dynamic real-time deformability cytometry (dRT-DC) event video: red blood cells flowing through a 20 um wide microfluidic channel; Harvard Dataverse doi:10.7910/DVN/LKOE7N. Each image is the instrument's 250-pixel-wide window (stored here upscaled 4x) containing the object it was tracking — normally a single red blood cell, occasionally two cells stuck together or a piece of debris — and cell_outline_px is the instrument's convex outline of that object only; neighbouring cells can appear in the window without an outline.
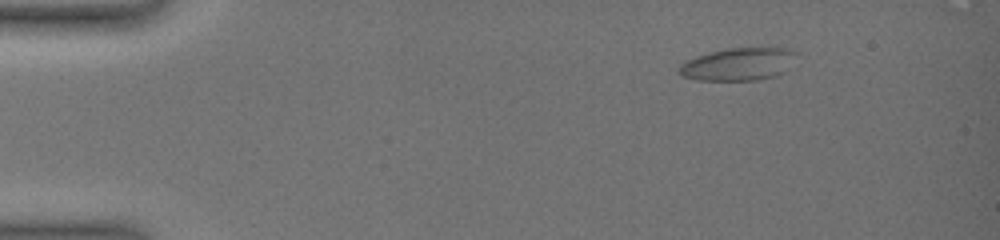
{"species": "common noctule bat (a hibernating species)", "species_latin": "Nyctalus noctula", "temperature_condition": "warm", "stored_images_in_passage": 25, "camera_frame_rate_fps": 3000, "um_per_image_px": 0.085, "animal": {"sex": "female", "body_mass_g": 19.0, "forearm_length_mm": 51.5}, "frame": {"image": 1, "passage_image": 4, "time_ms": 2.0, "image_size_px": [1000, 240], "cell_outline_px": [[796, 52], [784, 72], [776, 76], [756, 80], [696, 80], [680, 76], [680, 64], [696, 56], [728, 48], [792, 48]], "centroid_in_image_um": [62.74, 5.46], "position_along_channel_um": 22.3, "area_um2": 22.02}}
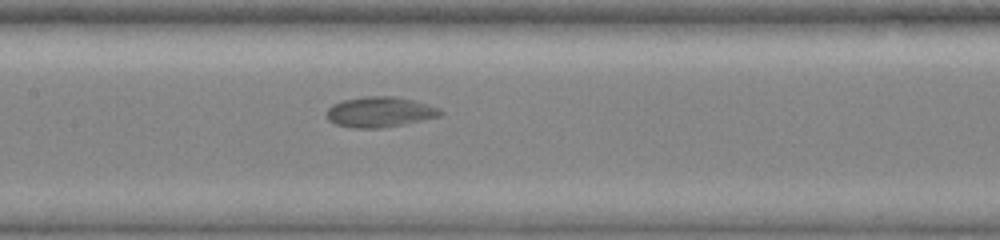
{"frame": {"image": 2, "passage_image": 15, "time_ms": 9.0, "image_size_px": [1000, 240], "cell_outline_px": [[444, 112], [440, 116], [404, 124], [380, 128], [352, 128], [336, 124], [328, 120], [324, 116], [324, 112], [332, 104], [344, 100], [364, 96], [396, 96], [428, 104], [440, 108]], "centroid_in_image_um": [32.25, 9.52], "position_along_channel_um": 175.1, "area_um2": 20.35}}
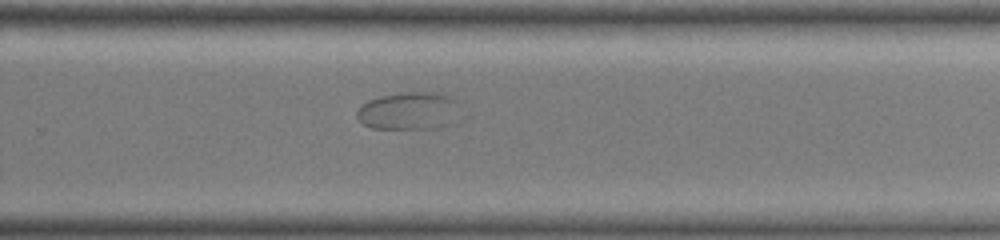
{"frame": {"image": 3, "passage_image": 20, "time_ms": 12.333, "image_size_px": [1000, 240], "cell_outline_px": [[456, 100], [448, 124], [444, 128], [372, 128], [364, 124], [356, 116], [356, 112], [368, 100], [380, 96], [400, 92], [440, 92]], "centroid_in_image_um": [34.65, 9.41], "position_along_channel_um": 295.1, "area_um2": 21.96}}